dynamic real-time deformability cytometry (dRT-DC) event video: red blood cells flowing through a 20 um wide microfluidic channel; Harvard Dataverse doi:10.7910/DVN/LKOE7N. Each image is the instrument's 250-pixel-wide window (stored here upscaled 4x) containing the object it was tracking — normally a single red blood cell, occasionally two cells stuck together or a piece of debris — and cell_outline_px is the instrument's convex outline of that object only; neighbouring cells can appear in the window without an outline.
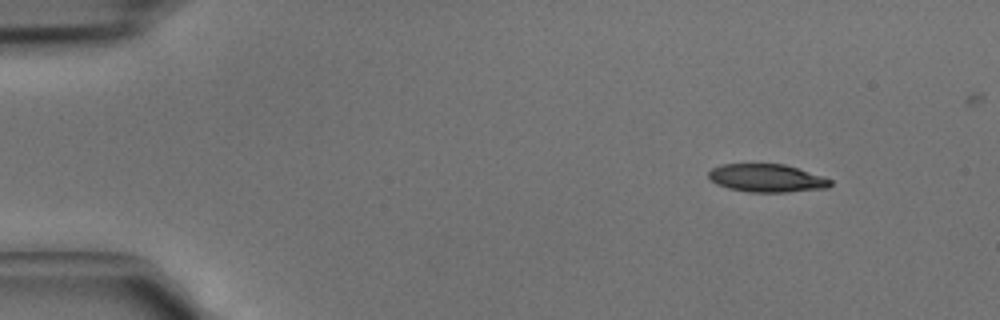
{"species": "common noctule bat (a hibernating species)", "species_latin": "Nyctalus noctula", "temperature_condition": "cold", "stored_images_in_passage": 2, "camera_frame_rate_fps": 3000, "um_per_image_px": 0.085, "animal": {"sex": "male", "body_mass_g": 15.6}, "frame": {"image": 1, "passage_image": 2, "time_ms": 0.333, "image_size_px": [1000, 320], "cell_outline_px": [[832, 184], [828, 188], [788, 192], [748, 192], [728, 188], [716, 184], [708, 176], [708, 172], [712, 168], [720, 164], [784, 164], [824, 176], [832, 180]], "centroid_in_image_um": [65.19, 15.14], "position_along_channel_um": 19.8, "area_um2": 20.0}}